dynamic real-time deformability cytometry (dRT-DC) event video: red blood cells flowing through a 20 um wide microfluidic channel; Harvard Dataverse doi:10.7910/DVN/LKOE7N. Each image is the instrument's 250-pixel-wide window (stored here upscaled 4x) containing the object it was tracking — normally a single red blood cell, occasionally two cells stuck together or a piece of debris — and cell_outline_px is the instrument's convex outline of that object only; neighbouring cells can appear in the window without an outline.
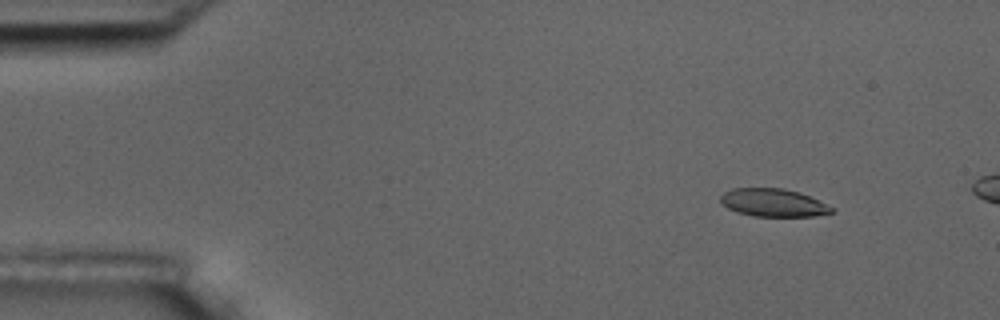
{"species": "common noctule bat (a hibernating species)", "species_latin": "Nyctalus noctula", "temperature_condition": "room temperature", "stored_images_in_passage": 4, "camera_frame_rate_fps": 3000, "um_per_image_px": 0.085, "animal": {"sex": "male", "body_mass_g": 17.5, "forearm_length_mm": 52.3}, "frame": {"image": 1, "passage_image": 1, "time_ms": 0.0, "image_size_px": [1000, 320], "cell_outline_px": [[832, 212], [812, 216], [752, 216], [736, 212], [728, 208], [720, 200], [720, 196], [724, 192], [732, 188], [784, 188], [800, 192], [832, 208]], "centroid_in_image_um": [65.65, 17.22], "position_along_channel_um": 19.3, "area_um2": 17.8}}
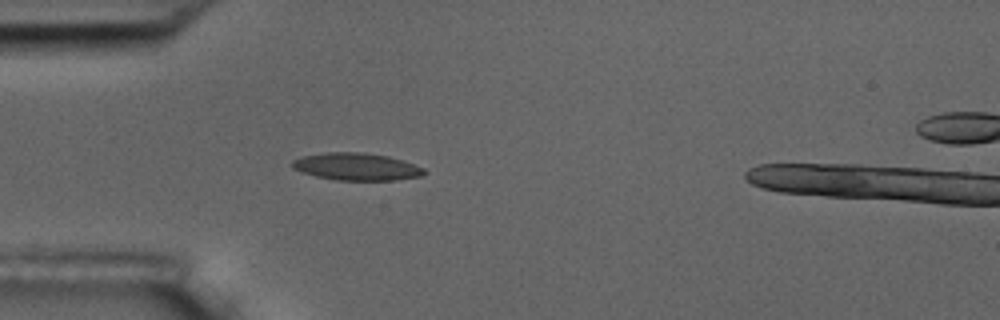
{"frame": {"image": 2, "passage_image": 3, "time_ms": 3.333, "image_size_px": [1000, 320], "cell_outline_px": [[428, 172], [420, 176], [396, 180], [336, 180], [316, 176], [292, 168], [292, 160], [300, 156], [324, 152], [364, 152], [388, 156], [424, 168]], "centroid_in_image_um": [30.28, 14.16], "position_along_channel_um": 54.7, "area_um2": 20.98}}